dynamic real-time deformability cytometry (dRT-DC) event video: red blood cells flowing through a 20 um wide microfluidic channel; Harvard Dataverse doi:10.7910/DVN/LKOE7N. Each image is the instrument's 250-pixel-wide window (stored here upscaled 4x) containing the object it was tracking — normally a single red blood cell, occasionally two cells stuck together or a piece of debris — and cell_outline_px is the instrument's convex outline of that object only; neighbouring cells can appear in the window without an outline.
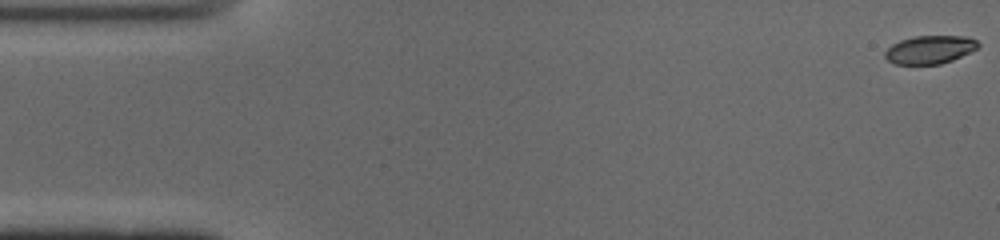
{"species": "common noctule bat (a hibernating species)", "species_latin": "Nyctalus noctula", "temperature_condition": "cold", "stored_images_in_passage": 8, "camera_frame_rate_fps": 3000, "um_per_image_px": 0.085, "animal": {"sex": "male", "body_mass_g": 19.0, "forearm_length_mm": 50.8}, "frame": {"image": 1, "passage_image": 1, "time_ms": 0.0, "image_size_px": [1000, 240], "cell_outline_px": [[980, 44], [976, 48], [952, 60], [940, 64], [896, 64], [888, 60], [884, 56], [884, 52], [892, 44], [900, 40], [916, 36], [968, 36], [976, 40]], "centroid_in_image_um": [79.01, 4.21], "position_along_channel_um": 6.0, "area_um2": 15.14}}